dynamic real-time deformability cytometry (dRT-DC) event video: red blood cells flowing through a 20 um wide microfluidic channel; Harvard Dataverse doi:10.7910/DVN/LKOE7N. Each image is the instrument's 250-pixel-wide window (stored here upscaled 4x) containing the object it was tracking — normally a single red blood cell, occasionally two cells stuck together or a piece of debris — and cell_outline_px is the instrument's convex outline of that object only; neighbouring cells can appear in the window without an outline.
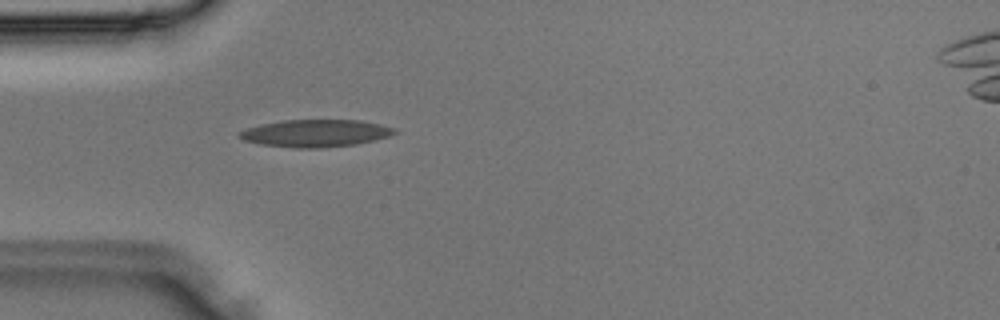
{"species": "Egyptian fruit bat (a non-hibernating species)", "species_latin": "Rousettus aegyptiacus", "temperature_condition": "room temperature", "stored_images_in_passage": 3, "camera_frame_rate_fps": 3000, "um_per_image_px": 0.085, "animal": {"sex": "male"}, "frame": {"image": 1, "passage_image": 2, "time_ms": 0.333, "image_size_px": [1000, 320], "cell_outline_px": [[400, 132], [376, 140], [356, 144], [320, 148], [296, 148], [260, 144], [244, 140], [236, 136], [240, 132], [248, 128], [260, 124], [284, 120], [360, 120], [380, 124], [396, 128]], "centroid_in_image_um": [26.86, 11.32], "position_along_channel_um": 58.1, "area_um2": 24.8}}